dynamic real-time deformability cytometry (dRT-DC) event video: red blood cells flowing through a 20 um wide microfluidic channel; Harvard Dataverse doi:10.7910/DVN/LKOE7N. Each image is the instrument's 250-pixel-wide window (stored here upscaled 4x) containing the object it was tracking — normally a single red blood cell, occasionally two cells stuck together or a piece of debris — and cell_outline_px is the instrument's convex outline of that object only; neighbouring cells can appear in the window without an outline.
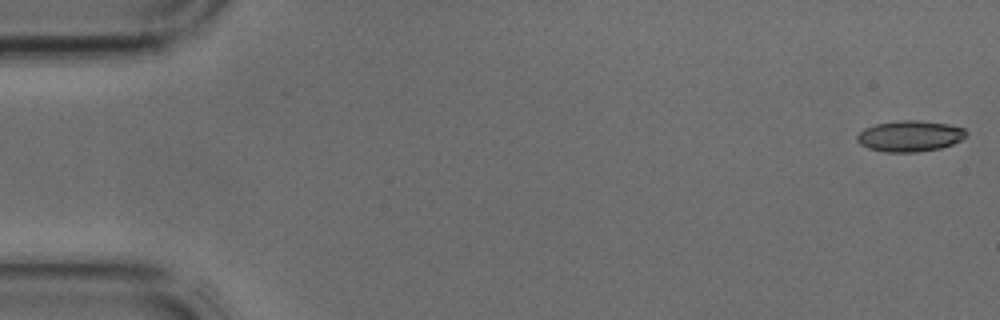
{"species": "common noctule bat (a hibernating species)", "species_latin": "Nyctalus noctula", "temperature_condition": "cold", "stored_images_in_passage": 42, "camera_frame_rate_fps": 3000, "um_per_image_px": 0.085, "animal": {"sex": "male", "body_mass_g": 17.9, "forearm_length_mm": 54.2}, "frame": {"image": 1, "passage_image": 1, "time_ms": 0.0, "image_size_px": [1000, 320], "cell_outline_px": [[968, 132], [960, 140], [952, 144], [940, 148], [916, 152], [884, 152], [868, 148], [860, 144], [856, 140], [856, 136], [864, 128], [876, 124], [900, 120], [916, 120], [948, 124], [964, 128]], "centroid_in_image_um": [77.31, 11.56], "position_along_channel_um": 7.7, "area_um2": 19.65}}
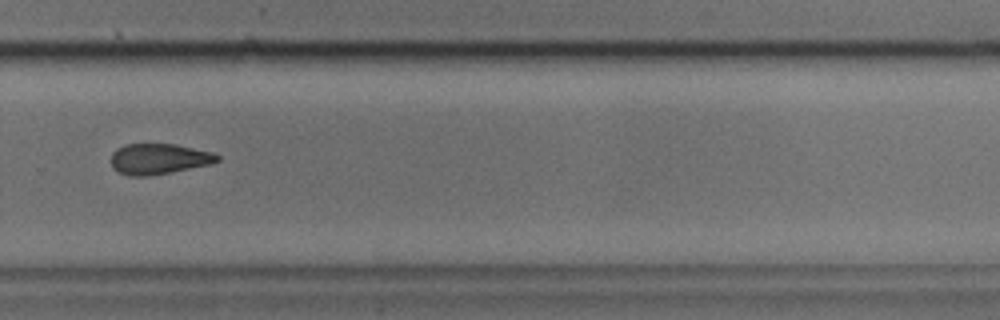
{"frame": {"image": 2, "passage_image": 29, "time_ms": 9.333, "image_size_px": [1000, 320], "cell_outline_px": [[220, 160], [212, 164], [148, 176], [128, 176], [116, 172], [112, 168], [112, 152], [128, 144], [176, 144], [212, 152], [220, 156]], "centroid_in_image_um": [13.51, 13.52], "position_along_channel_um": 316.3, "area_um2": 18.96}}
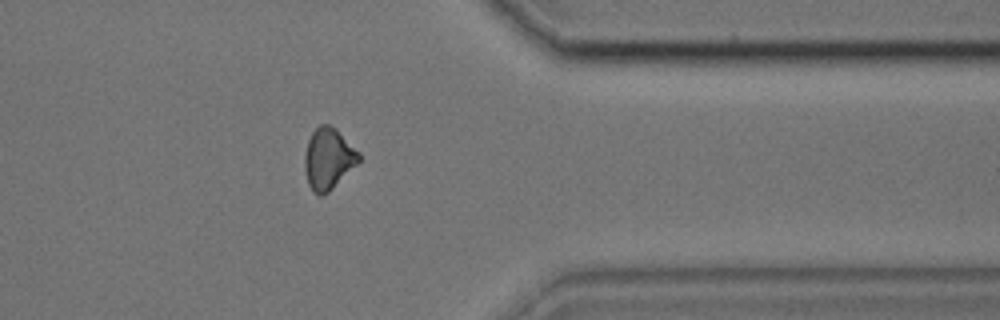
{"frame": {"image": 3, "passage_image": 34, "time_ms": 11.0, "image_size_px": [1000, 320], "cell_outline_px": [[360, 160], [328, 192], [320, 196], [312, 192], [308, 184], [304, 168], [304, 156], [308, 140], [312, 132], [320, 124], [328, 124], [336, 128], [360, 152]], "centroid_in_image_um": [27.89, 13.47], "position_along_channel_um": 383.5, "area_um2": 19.31}}